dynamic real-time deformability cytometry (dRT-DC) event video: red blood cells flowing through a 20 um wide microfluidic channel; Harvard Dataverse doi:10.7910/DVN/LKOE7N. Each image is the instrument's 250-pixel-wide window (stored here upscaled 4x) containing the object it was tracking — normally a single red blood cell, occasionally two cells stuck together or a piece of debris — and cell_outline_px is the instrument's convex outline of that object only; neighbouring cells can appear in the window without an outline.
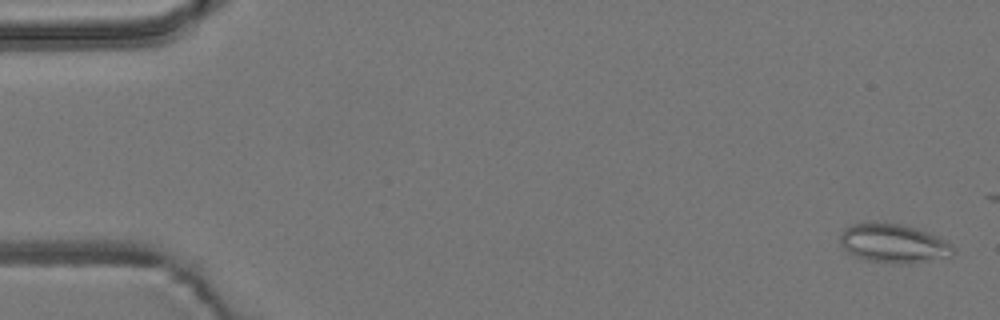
{"species": "common noctule bat (a hibernating species)", "species_latin": "Nyctalus noctula", "temperature_condition": "room temperature", "stored_images_in_passage": 5, "camera_frame_rate_fps": 3000, "um_per_image_px": 0.085, "animal": {"sex": "male", "body_mass_g": 19.2, "forearm_length_mm": 51.8}, "frame": {"image": 1, "passage_image": 1, "time_ms": 0.0, "image_size_px": [1000, 320], "cell_outline_px": [[956, 252], [952, 256], [900, 264], [896, 264], [864, 260], [848, 252], [840, 244], [840, 232], [844, 228], [852, 224], [900, 224], [916, 228], [940, 236], [952, 244], [956, 248]], "centroid_in_image_um": [75.98, 20.7], "position_along_channel_um": 9.0, "area_um2": 25.49}}